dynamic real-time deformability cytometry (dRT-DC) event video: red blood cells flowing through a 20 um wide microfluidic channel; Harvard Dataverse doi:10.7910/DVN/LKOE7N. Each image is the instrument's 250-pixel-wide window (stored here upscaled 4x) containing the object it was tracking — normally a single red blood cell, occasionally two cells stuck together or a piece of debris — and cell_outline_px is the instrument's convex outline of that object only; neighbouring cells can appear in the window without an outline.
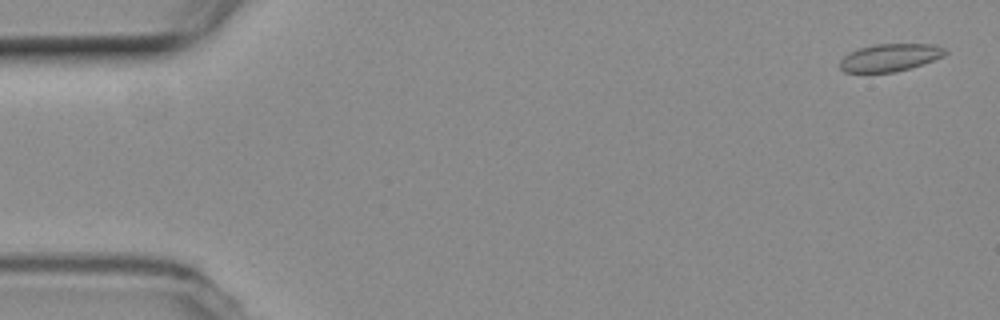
{"species": "common noctule bat (a hibernating species)", "species_latin": "Nyctalus noctula", "temperature_condition": "room temperature", "stored_images_in_passage": 20, "camera_frame_rate_fps": 3000, "um_per_image_px": 0.085, "animal": {"sex": "female", "body_mass_g": 19.3, "forearm_length_mm": 54.1}, "frame": {"image": 1, "passage_image": 2, "time_ms": 0.333, "image_size_px": [1000, 320], "cell_outline_px": [[948, 52], [944, 56], [896, 72], [844, 72], [840, 68], [840, 60], [848, 52], [860, 48], [876, 44], [936, 44], [948, 48]], "centroid_in_image_um": [75.67, 4.87], "position_along_channel_um": 9.3, "area_um2": 16.88}}
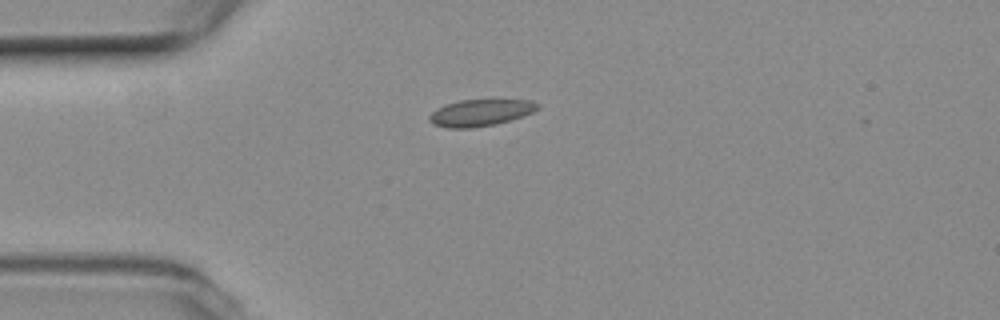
{"frame": {"image": 2, "passage_image": 14, "time_ms": 4.333, "image_size_px": [1000, 320], "cell_outline_px": [[540, 108], [524, 116], [496, 124], [472, 128], [448, 128], [432, 124], [428, 120], [428, 116], [436, 108], [444, 104], [460, 100], [532, 100], [540, 104]], "centroid_in_image_um": [40.82, 9.58], "position_along_channel_um": 44.2, "area_um2": 17.05}}
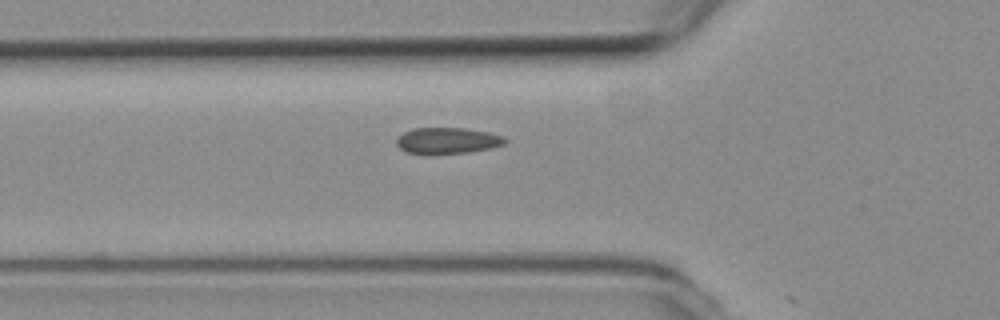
{"frame": {"image": 3, "passage_image": 19, "time_ms": 6.0, "image_size_px": [1000, 320], "cell_outline_px": [[508, 140], [504, 144], [492, 148], [468, 152], [432, 156], [408, 152], [400, 148], [396, 144], [396, 140], [404, 132], [412, 128], [468, 128], [488, 132], [504, 136]], "centroid_in_image_um": [38.04, 11.97], "position_along_channel_um": 87.8, "area_um2": 16.99}}